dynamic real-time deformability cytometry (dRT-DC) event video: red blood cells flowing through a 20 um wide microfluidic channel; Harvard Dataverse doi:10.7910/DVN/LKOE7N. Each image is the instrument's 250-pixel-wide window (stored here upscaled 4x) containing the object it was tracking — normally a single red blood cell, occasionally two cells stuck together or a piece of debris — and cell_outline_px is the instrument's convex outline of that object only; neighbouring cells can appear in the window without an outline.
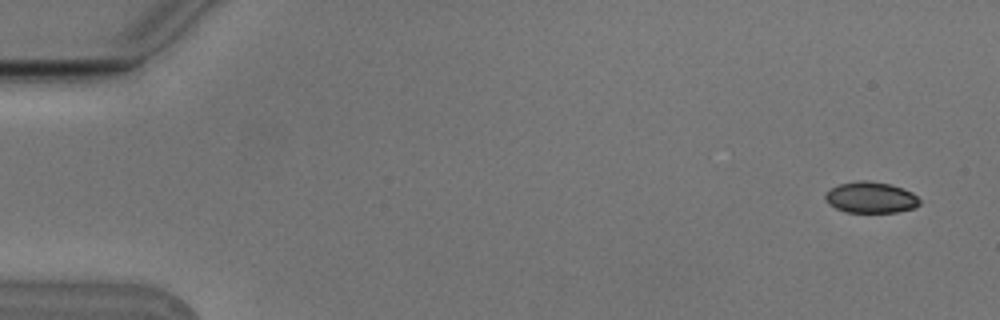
{"species": "Egyptian fruit bat (a non-hibernating species)", "species_latin": "Rousettus aegyptiacus", "temperature_condition": "cold", "stored_images_in_passage": 6, "camera_frame_rate_fps": 3000, "um_per_image_px": 0.085, "animal": {"sex": "male"}, "frame": {"image": 1, "passage_image": 1, "time_ms": 0.0, "image_size_px": [1000, 320], "cell_outline_px": [[920, 204], [916, 208], [896, 212], [844, 212], [828, 204], [824, 196], [832, 188], [840, 184], [856, 180], [868, 180], [888, 184], [912, 192], [920, 200]], "centroid_in_image_um": [74.02, 16.79], "position_along_channel_um": 11.0, "area_um2": 17.05}}